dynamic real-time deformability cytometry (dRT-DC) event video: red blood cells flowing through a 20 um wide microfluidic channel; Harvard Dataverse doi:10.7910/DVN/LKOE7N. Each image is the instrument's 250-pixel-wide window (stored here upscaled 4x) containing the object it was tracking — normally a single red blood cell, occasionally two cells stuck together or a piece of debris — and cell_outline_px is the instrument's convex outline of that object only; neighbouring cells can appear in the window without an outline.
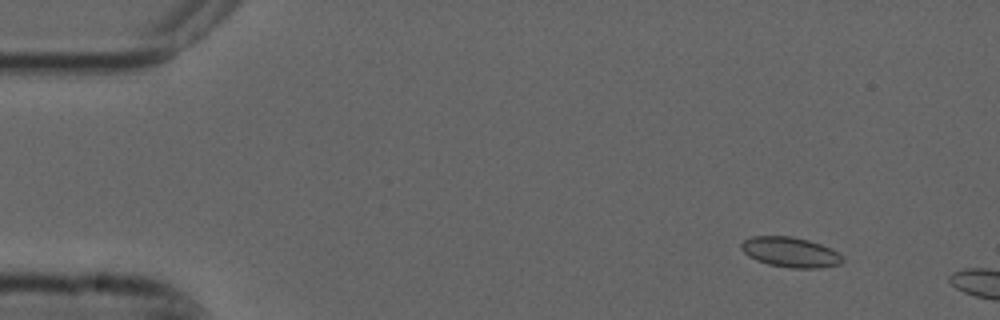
{"species": "common noctule bat (a hibernating species)", "species_latin": "Nyctalus noctula", "temperature_condition": "cold", "stored_images_in_passage": 4, "camera_frame_rate_fps": 3000, "um_per_image_px": 0.085, "animal": {"sex": "male", "forearm_length_mm": 52.5}, "frame": {"image": 1, "passage_image": 2, "time_ms": 0.333, "image_size_px": [1000, 320], "cell_outline_px": [[844, 260], [840, 264], [820, 268], [792, 268], [768, 264], [756, 260], [748, 256], [740, 248], [740, 244], [744, 240], [752, 236], [792, 236], [808, 240], [832, 248], [840, 252]], "centroid_in_image_um": [67.2, 21.43], "position_along_channel_um": 17.8, "area_um2": 17.92}}